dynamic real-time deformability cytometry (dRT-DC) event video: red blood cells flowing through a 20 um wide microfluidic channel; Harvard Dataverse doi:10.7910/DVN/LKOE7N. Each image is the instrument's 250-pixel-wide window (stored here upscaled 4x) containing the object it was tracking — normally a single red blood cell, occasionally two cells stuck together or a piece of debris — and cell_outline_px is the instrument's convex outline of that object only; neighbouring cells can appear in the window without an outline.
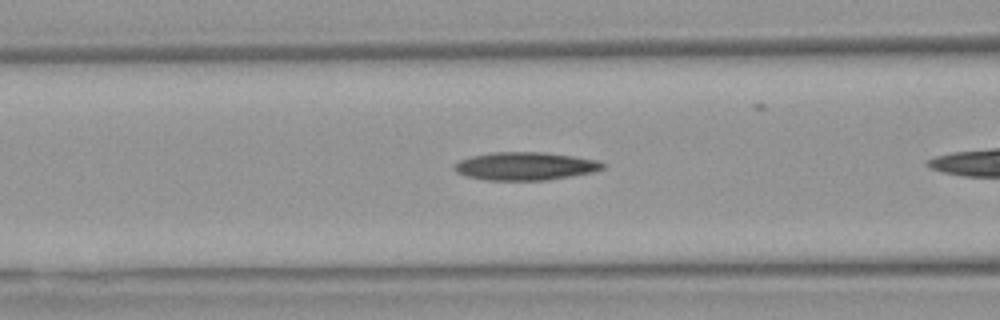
{"species": "Egyptian fruit bat (a non-hibernating species)", "species_latin": "Rousettus aegyptiacus", "temperature_condition": "warm", "stored_images_in_passage": 26, "camera_frame_rate_fps": 3000, "um_per_image_px": 0.085, "animal": {"sex": "female"}, "frame": {"image": 1, "passage_image": 5, "time_ms": 1.333, "image_size_px": [1000, 320], "cell_outline_px": [[608, 164], [604, 168], [592, 172], [572, 176], [544, 180], [484, 180], [464, 176], [456, 172], [452, 168], [460, 160], [472, 156], [492, 152], [544, 152], [572, 156], [596, 160]], "centroid_in_image_um": [44.63, 14.12], "position_along_channel_um": 122.0, "area_um2": 24.28}}
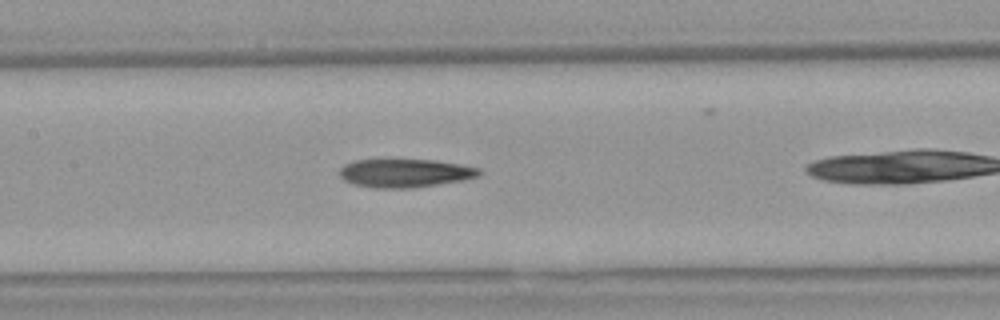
{"frame": {"image": 2, "passage_image": 9, "time_ms": 2.667, "image_size_px": [1000, 320], "cell_outline_px": [[484, 172], [480, 176], [464, 180], [408, 188], [372, 188], [352, 184], [344, 180], [340, 176], [340, 168], [344, 164], [356, 160], [384, 156], [436, 160], [460, 164], [480, 168]], "centroid_in_image_um": [34.39, 14.65], "position_along_channel_um": 173.0, "area_um2": 24.33}}